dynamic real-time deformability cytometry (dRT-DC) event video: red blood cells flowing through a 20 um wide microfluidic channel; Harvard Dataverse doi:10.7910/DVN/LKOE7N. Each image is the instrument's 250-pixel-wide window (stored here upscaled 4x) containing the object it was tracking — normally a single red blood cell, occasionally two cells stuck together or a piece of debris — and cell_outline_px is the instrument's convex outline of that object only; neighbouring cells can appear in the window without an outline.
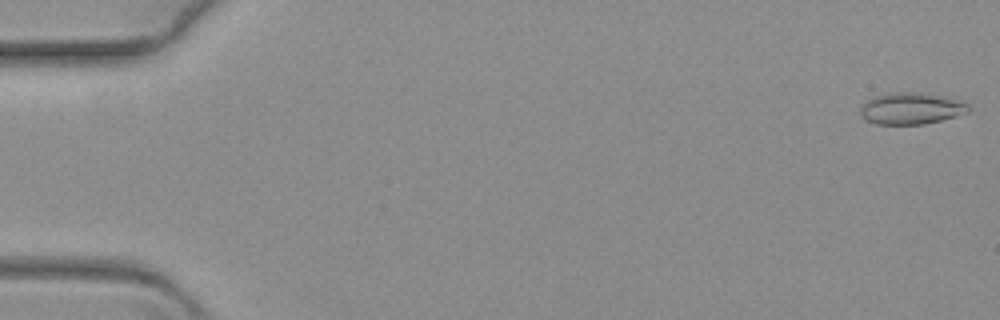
{"species": "common noctule bat (a hibernating species)", "species_latin": "Nyctalus noctula", "temperature_condition": "warm", "stored_images_in_passage": 65, "camera_frame_rate_fps": 3000, "um_per_image_px": 0.085, "animal": {"sex": "female", "body_mass_g": 19.3, "forearm_length_mm": 54.1}, "frame": {"image": 1, "passage_image": 1, "time_ms": 0.0, "image_size_px": [1000, 320], "cell_outline_px": [[968, 112], [956, 116], [924, 124], [876, 124], [860, 116], [860, 108], [872, 96], [892, 92], [912, 92], [940, 96], [956, 100], [968, 104]], "centroid_in_image_um": [77.39, 9.22], "position_along_channel_um": 7.6, "area_um2": 19.59}}
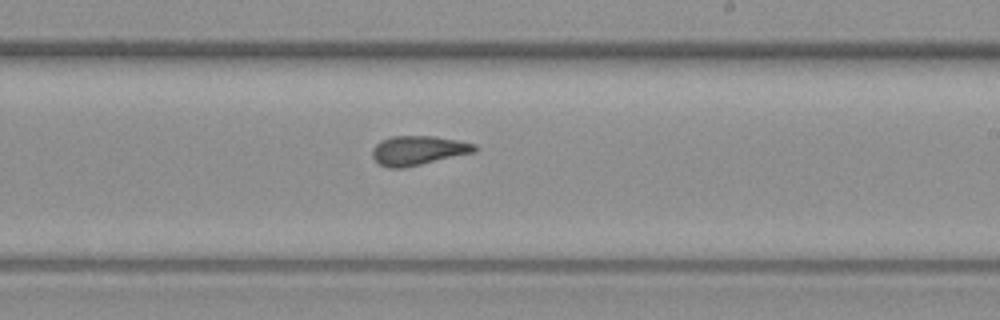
{"frame": {"image": 2, "passage_image": 39, "time_ms": 12.667, "image_size_px": [1000, 320], "cell_outline_px": [[476, 148], [472, 152], [404, 168], [388, 168], [380, 164], [372, 156], [372, 148], [380, 140], [392, 136], [436, 136], [476, 144]], "centroid_in_image_um": [35.48, 12.78], "position_along_channel_um": 253.5, "area_um2": 17.22}}
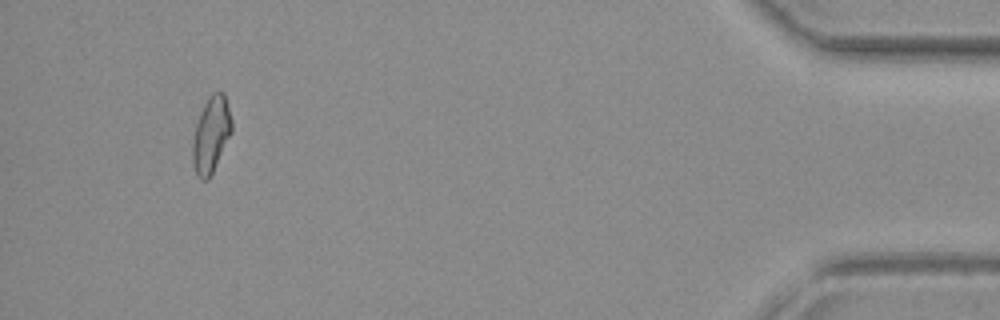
{"frame": {"image": 3, "passage_image": 61, "time_ms": 20.0, "image_size_px": [1000, 320], "cell_outline_px": [[232, 132], [208, 180], [200, 180], [196, 176], [192, 160], [192, 140], [196, 124], [200, 112], [208, 96], [212, 92], [224, 92], [232, 120]], "centroid_in_image_um": [17.93, 11.44], "position_along_channel_um": 417.3, "area_um2": 17.4}}